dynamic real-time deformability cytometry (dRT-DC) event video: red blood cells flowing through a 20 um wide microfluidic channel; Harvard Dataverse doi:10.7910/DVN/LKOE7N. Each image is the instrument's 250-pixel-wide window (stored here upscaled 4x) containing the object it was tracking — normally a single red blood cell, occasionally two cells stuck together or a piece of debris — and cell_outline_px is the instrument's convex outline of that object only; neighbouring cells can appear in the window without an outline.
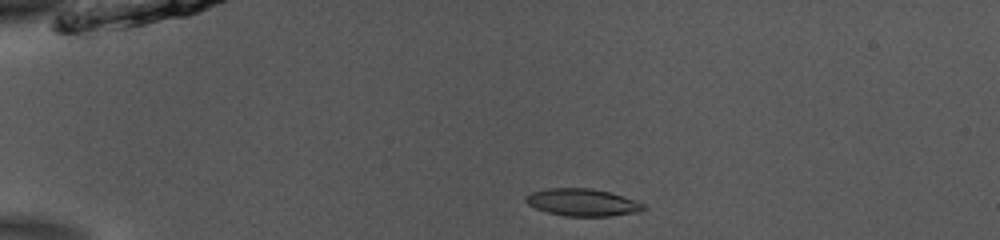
{"species": "common noctule bat (a hibernating species)", "species_latin": "Nyctalus noctula", "temperature_condition": "room temperature", "stored_images_in_passage": 41, "camera_frame_rate_fps": 3000, "um_per_image_px": 0.085, "animal": {"sex": "male", "body_mass_g": 13.0, "forearm_length_mm": 53.1}, "frame": {"image": 1, "passage_image": 1, "time_ms": 0.0, "image_size_px": [1000, 240], "cell_outline_px": [[648, 208], [640, 212], [608, 216], [564, 216], [548, 212], [536, 208], [528, 204], [524, 200], [524, 196], [532, 192], [548, 188], [592, 188], [608, 192], [644, 204]], "centroid_in_image_um": [49.49, 17.21], "position_along_channel_um": 35.5, "area_um2": 18.61}}
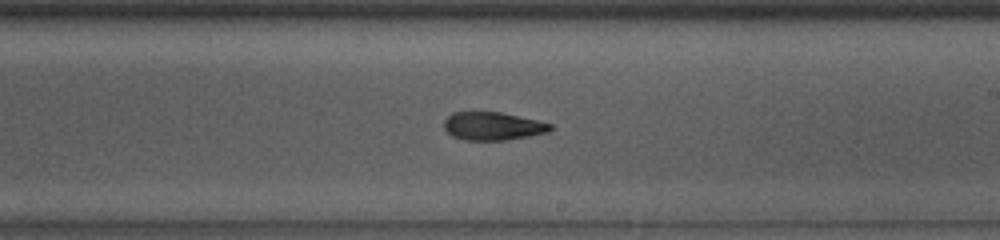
{"frame": {"image": 2, "passage_image": 21, "time_ms": 6.667, "image_size_px": [1000, 240], "cell_outline_px": [[552, 128], [548, 132], [528, 136], [504, 140], [464, 140], [452, 136], [444, 128], [444, 120], [452, 112], [500, 112], [536, 120], [552, 124]], "centroid_in_image_um": [41.85, 10.72], "position_along_channel_um": 247.1, "area_um2": 17.28}}
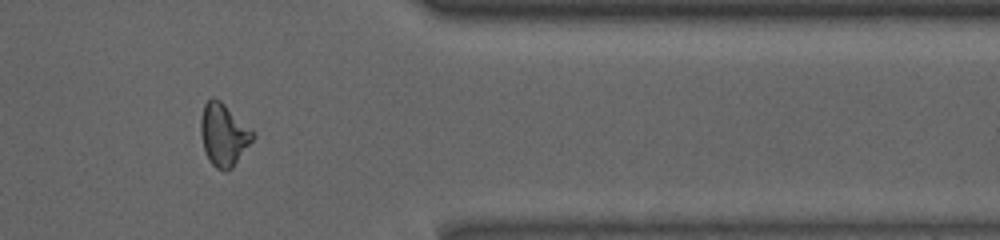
{"frame": {"image": 3, "passage_image": 33, "time_ms": 10.667, "image_size_px": [1000, 240], "cell_outline_px": [[256, 136], [232, 168], [224, 172], [216, 168], [208, 160], [204, 148], [200, 132], [200, 120], [204, 104], [212, 96], [220, 100], [252, 128]], "centroid_in_image_um": [19.02, 11.44], "position_along_channel_um": 392.4, "area_um2": 19.13}, "authors_computed_cell_mechanics": {"area_um2": 18.5538, "velocity_mm_per_s": 3.9028, "shape_relaxation_time_tau1_ms": 4.9081, "shape_relaxation_time_tau2_ms": 2.6612, "deformation_change_tau1": 0.1632, "deformation_change_tau2": 0.1131}}